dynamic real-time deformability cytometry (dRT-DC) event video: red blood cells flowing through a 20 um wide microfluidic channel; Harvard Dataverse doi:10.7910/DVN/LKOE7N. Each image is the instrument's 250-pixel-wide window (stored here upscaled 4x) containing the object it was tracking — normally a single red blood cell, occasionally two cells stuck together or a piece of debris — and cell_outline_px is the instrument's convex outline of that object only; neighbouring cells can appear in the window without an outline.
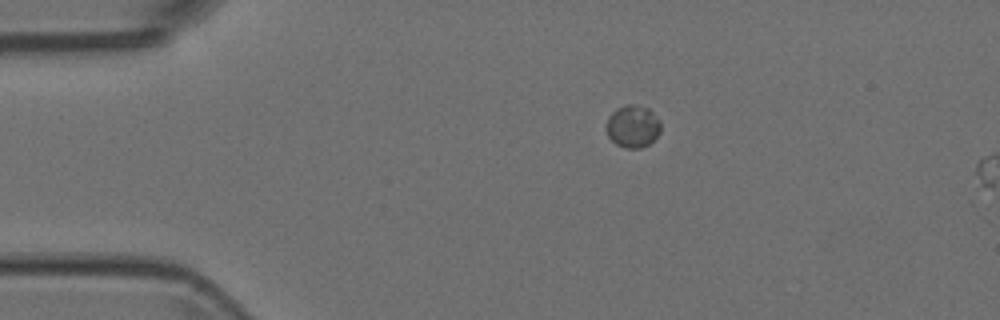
{"species": "Egyptian fruit bat (a non-hibernating species)", "species_latin": "Rousettus aegyptiacus", "temperature_condition": "room temperature", "stored_images_in_passage": 2, "segment_of_instrument_passage": [1, 2], "camera_frame_rate_fps": 3000, "um_per_image_px": 0.085, "animal": {"sex": "female"}, "frame": {"image": 1, "passage_image": 1, "time_ms": 0.0, "image_size_px": [1000, 320], "cell_outline_px": [[660, 132], [648, 144], [640, 148], [624, 148], [616, 144], [608, 136], [604, 128], [604, 124], [608, 116], [616, 108], [624, 104], [632, 104], [648, 108], [660, 120]], "centroid_in_image_um": [53.73, 10.72], "position_along_channel_um": 31.3, "area_um2": 13.64}}